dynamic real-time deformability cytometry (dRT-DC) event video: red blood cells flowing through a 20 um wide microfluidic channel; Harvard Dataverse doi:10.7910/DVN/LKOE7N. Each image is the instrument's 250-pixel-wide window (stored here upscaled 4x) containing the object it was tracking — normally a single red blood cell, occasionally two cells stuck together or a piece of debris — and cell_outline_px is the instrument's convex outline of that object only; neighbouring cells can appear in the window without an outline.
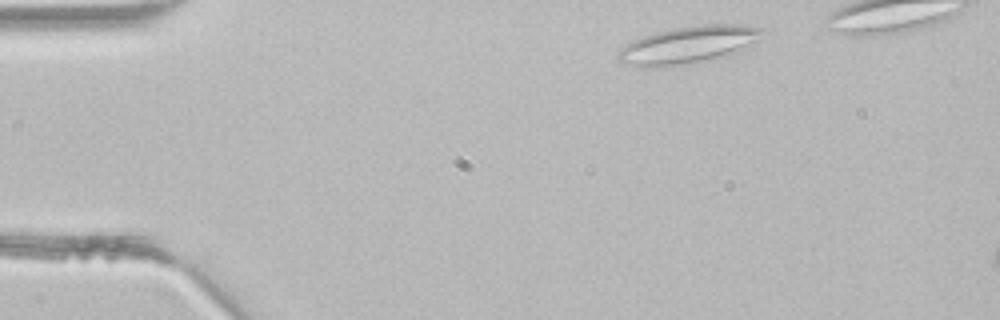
{"species": "common noctule bat (a hibernating species)", "species_latin": "Nyctalus noctula", "temperature_condition": "room temperature", "stored_images_in_passage": 3, "camera_frame_rate_fps": 3000, "um_per_image_px": 0.085, "animal": {"sex": "male", "body_mass_g": 21.5, "forearm_length_mm": 52.0}, "frame": {"image": 1, "passage_image": 1, "time_ms": 0.0, "image_size_px": [1000, 320], "cell_outline_px": [[764, 28], [756, 40], [728, 56], [676, 64], [644, 68], [620, 64], [616, 60], [616, 56], [632, 40], [656, 32], [672, 28], [700, 24], [740, 24]], "centroid_in_image_um": [58.44, 3.8], "position_along_channel_um": 26.6, "area_um2": 30.75}}